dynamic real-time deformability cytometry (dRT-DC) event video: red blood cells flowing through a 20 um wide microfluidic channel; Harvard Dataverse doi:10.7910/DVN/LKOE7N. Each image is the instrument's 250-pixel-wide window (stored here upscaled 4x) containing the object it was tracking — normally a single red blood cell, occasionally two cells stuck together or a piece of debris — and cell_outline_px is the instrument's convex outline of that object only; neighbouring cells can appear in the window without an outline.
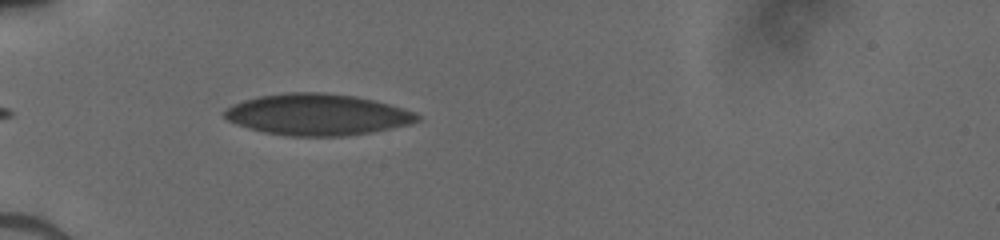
{"species": "human", "species_latin": "Homo sapiens", "temperature_condition": "cold", "stored_images_in_passage": 31, "camera_frame_rate_fps": 3000, "um_per_image_px": 0.085, "donor": {"sex": "male"}, "frame": {"image": 1, "passage_image": 1, "time_ms": 0.0, "image_size_px": [1000, 240], "cell_outline_px": [[420, 120], [412, 124], [372, 132], [344, 136], [288, 136], [264, 132], [248, 128], [236, 124], [228, 120], [224, 116], [224, 112], [232, 104], [244, 100], [260, 96], [288, 92], [324, 92], [356, 96], [404, 108], [416, 112], [420, 116]], "centroid_in_image_um": [27.0, 9.74], "position_along_channel_um": 58.0, "area_um2": 46.53}}
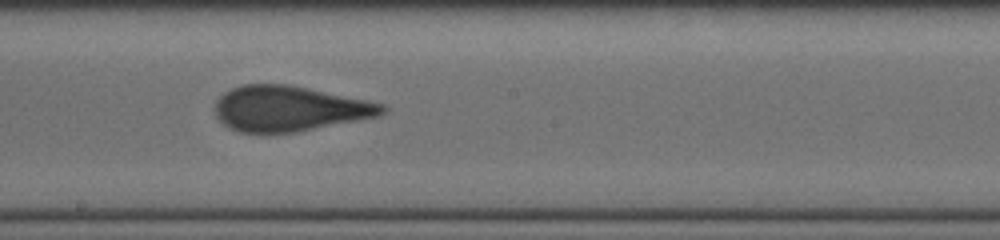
{"frame": {"image": 2, "passage_image": 14, "time_ms": 4.333, "image_size_px": [1000, 240], "cell_outline_px": [[388, 108], [380, 116], [296, 132], [240, 132], [228, 128], [216, 116], [216, 100], [224, 92], [232, 88], [244, 84], [288, 84], [368, 100], [384, 104]], "centroid_in_image_um": [24.61, 9.22], "position_along_channel_um": 223.6, "area_um2": 44.04}}
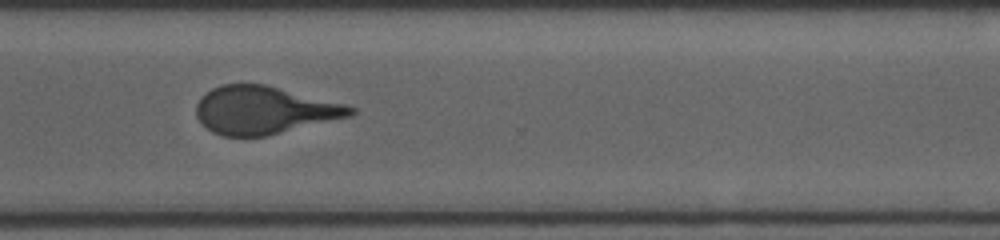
{"frame": {"image": 3, "passage_image": 23, "time_ms": 7.333, "image_size_px": [1000, 240], "cell_outline_px": [[356, 112], [352, 116], [264, 136], [224, 136], [212, 132], [196, 116], [196, 104], [200, 96], [212, 88], [220, 84], [264, 84], [344, 104], [356, 108]], "centroid_in_image_um": [22.42, 9.36], "position_along_channel_um": 348.2, "area_um2": 42.6}}